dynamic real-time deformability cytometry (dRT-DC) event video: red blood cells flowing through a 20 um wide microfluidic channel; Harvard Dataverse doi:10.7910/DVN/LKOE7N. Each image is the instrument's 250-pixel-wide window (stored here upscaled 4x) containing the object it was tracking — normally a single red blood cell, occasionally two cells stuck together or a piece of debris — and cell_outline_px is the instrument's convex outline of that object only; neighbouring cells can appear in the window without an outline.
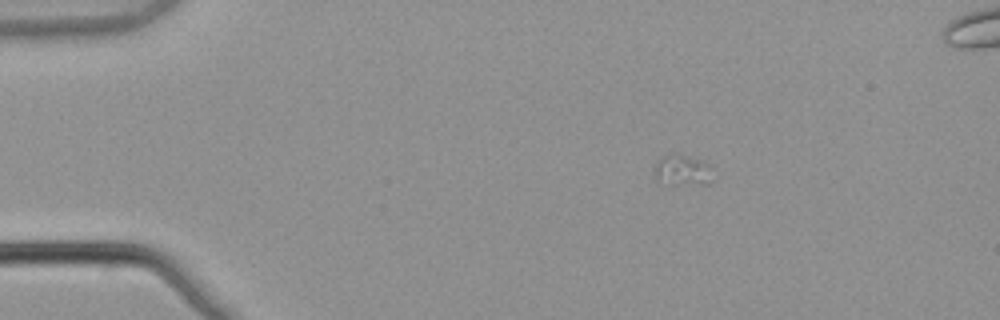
{"species": "common noctule bat (a hibernating species)", "species_latin": "Nyctalus noctula", "temperature_condition": "warm", "stored_images_in_passage": 7, "camera_frame_rate_fps": 3000, "um_per_image_px": 0.085, "animal": {"sex": "male", "body_mass_g": 21.5, "forearm_length_mm": 52.0}, "frame": {"image": 1, "passage_image": 2, "time_ms": 0.333, "image_size_px": [1000, 320], "cell_outline_px": [[712, 180], [708, 184], [676, 184], [656, 180], [656, 164], [664, 156], [672, 152], [676, 152], [704, 160], [708, 164]], "centroid_in_image_um": [58.04, 14.44], "position_along_channel_um": 27.0, "area_um2": 10.35}}